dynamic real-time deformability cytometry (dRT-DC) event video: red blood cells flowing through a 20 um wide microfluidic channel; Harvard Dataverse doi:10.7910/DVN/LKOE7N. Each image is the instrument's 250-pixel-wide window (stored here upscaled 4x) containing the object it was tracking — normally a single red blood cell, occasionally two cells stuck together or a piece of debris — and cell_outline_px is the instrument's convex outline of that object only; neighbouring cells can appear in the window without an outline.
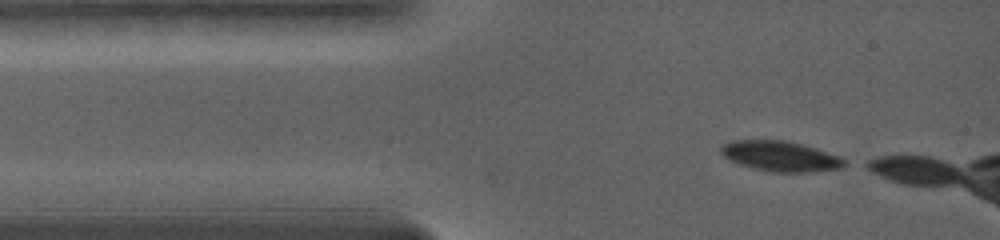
{"species": "common noctule bat (a hibernating species)", "species_latin": "Nyctalus noctula", "temperature_condition": "warm", "stored_images_in_passage": 6, "camera_frame_rate_fps": 5000, "um_per_image_px": 0.085, "animal": {"sex": "female", "body_mass_g": 19.0, "forearm_length_mm": 56.7}, "frame": {"image": 1, "passage_image": 1, "time_ms": 0.0, "image_size_px": [1000, 240], "cell_outline_px": [[852, 164], [844, 168], [812, 172], [772, 172], [752, 168], [728, 160], [720, 152], [720, 144], [732, 140], [784, 140], [800, 144], [836, 156]], "centroid_in_image_um": [66.3, 13.29], "position_along_channel_um": 18.7, "area_um2": 21.79}}